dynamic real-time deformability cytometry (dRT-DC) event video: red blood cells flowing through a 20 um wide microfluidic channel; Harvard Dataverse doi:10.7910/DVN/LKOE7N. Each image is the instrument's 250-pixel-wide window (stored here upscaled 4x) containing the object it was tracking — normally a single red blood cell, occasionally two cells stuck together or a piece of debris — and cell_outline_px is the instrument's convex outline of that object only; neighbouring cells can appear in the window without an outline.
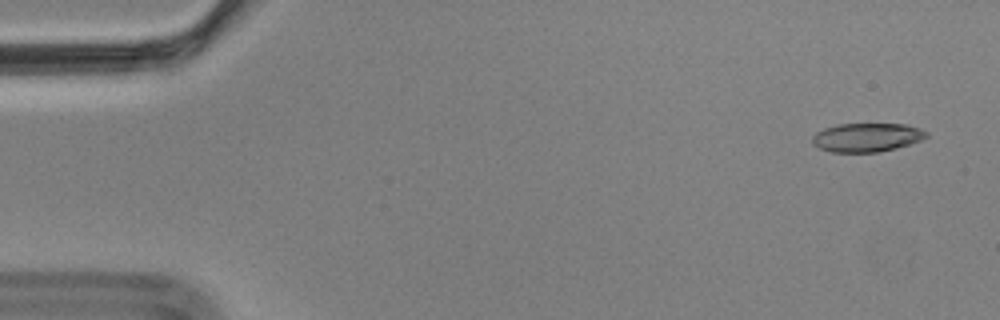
{"species": "Egyptian fruit bat (a non-hibernating species)", "species_latin": "Rousettus aegyptiacus", "temperature_condition": "cold", "stored_images_in_passage": 6, "camera_frame_rate_fps": 3000, "um_per_image_px": 0.085, "animal": {"sex": "male"}, "frame": {"image": 1, "passage_image": 1, "time_ms": 0.0, "image_size_px": [1000, 320], "cell_outline_px": [[928, 136], [920, 140], [896, 148], [880, 152], [832, 152], [820, 148], [812, 144], [812, 136], [816, 132], [824, 128], [836, 124], [908, 124], [920, 128], [928, 132]], "centroid_in_image_um": [73.67, 11.67], "position_along_channel_um": 11.3, "area_um2": 19.19}}
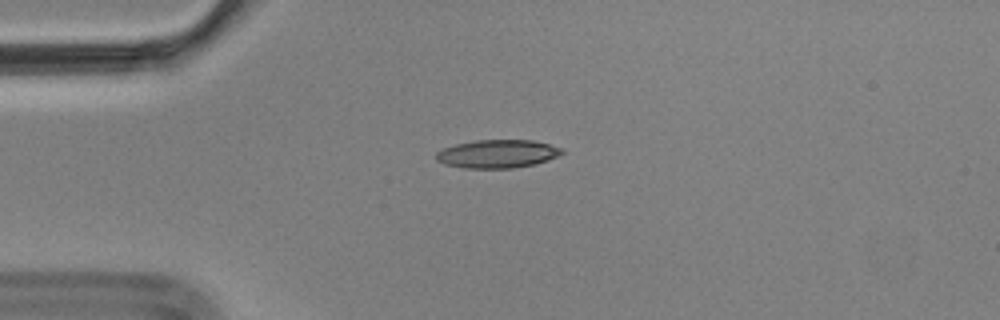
{"frame": {"image": 2, "passage_image": 4, "time_ms": 1.0, "image_size_px": [1000, 320], "cell_outline_px": [[564, 152], [548, 160], [536, 164], [512, 168], [464, 168], [444, 164], [436, 160], [436, 152], [444, 148], [456, 144], [472, 140], [532, 140], [564, 148]], "centroid_in_image_um": [42.28, 13.07], "position_along_channel_um": 42.7, "area_um2": 20.75}}